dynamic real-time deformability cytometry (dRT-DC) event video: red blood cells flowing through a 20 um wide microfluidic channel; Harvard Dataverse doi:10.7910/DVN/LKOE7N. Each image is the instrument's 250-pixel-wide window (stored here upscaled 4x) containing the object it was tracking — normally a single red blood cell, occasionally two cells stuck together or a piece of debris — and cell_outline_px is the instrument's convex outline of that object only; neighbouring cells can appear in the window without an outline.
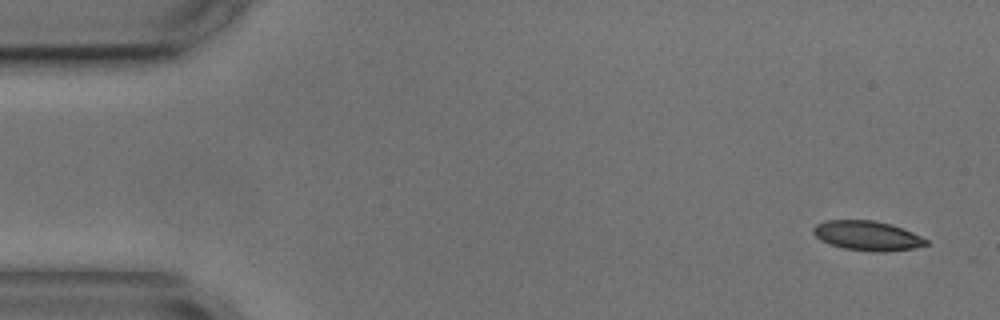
{"species": "common noctule bat (a hibernating species)", "species_latin": "Nyctalus noctula", "temperature_condition": "cold", "stored_images_in_passage": 4, "camera_frame_rate_fps": 3000, "um_per_image_px": 0.085, "animal": {"sex": "male", "body_mass_g": 17.9, "forearm_length_mm": 54.2}, "frame": {"image": 1, "passage_image": 1, "time_ms": 0.0, "image_size_px": [1000, 320], "cell_outline_px": [[928, 244], [916, 248], [884, 252], [872, 252], [844, 248], [828, 244], [820, 240], [812, 232], [812, 228], [816, 224], [824, 220], [872, 220], [892, 224], [904, 228], [928, 240]], "centroid_in_image_um": [73.71, 20.03], "position_along_channel_um": 11.3, "area_um2": 19.71}}